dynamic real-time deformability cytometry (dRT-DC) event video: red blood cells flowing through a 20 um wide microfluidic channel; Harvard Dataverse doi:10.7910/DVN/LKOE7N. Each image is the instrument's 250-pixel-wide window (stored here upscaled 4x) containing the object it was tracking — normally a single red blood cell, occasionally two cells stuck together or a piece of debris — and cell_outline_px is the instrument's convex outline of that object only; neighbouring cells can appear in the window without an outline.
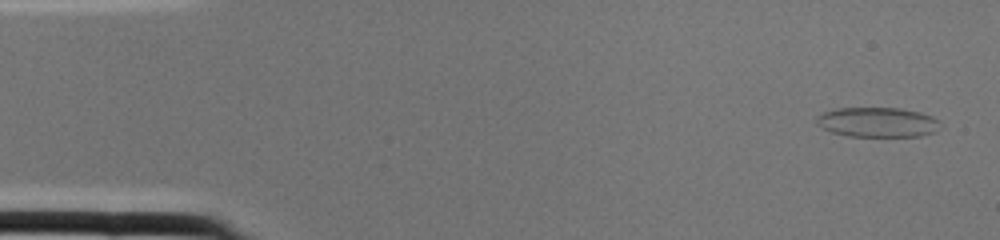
{"species": "common noctule bat (a hibernating species)", "species_latin": "Nyctalus noctula", "temperature_condition": "cold", "stored_images_in_passage": 2, "camera_frame_rate_fps": 3000, "um_per_image_px": 0.085, "animal": {"sex": "female", "body_mass_g": 22.0, "forearm_length_mm": 56.7}, "frame": {"image": 1, "passage_image": 1, "time_ms": 0.0, "image_size_px": [1000, 240], "cell_outline_px": [[940, 120], [936, 132], [920, 136], [848, 136], [832, 132], [816, 124], [816, 116], [824, 112], [840, 108], [900, 108], [920, 112], [932, 116]], "centroid_in_image_um": [74.6, 10.39], "position_along_channel_um": 10.4, "area_um2": 21.44}}
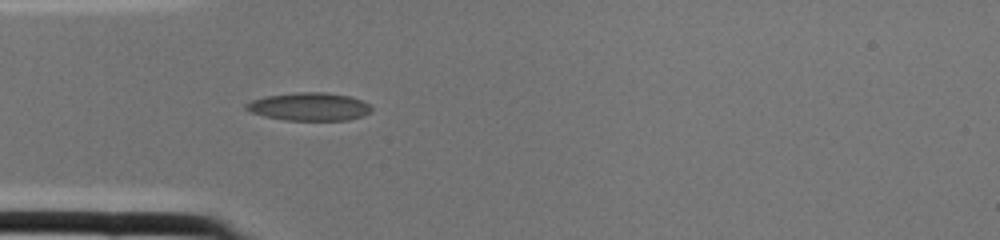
{"frame": {"image": 2, "passage_image": 2, "time_ms": 0.333, "image_size_px": [1000, 240], "cell_outline_px": [[372, 112], [364, 116], [348, 120], [284, 120], [264, 116], [252, 112], [244, 108], [244, 104], [252, 100], [264, 96], [296, 92], [324, 92], [348, 96], [360, 100], [368, 104], [372, 108]], "centroid_in_image_um": [26.27, 9.07], "position_along_channel_um": 58.7, "area_um2": 20.52}}